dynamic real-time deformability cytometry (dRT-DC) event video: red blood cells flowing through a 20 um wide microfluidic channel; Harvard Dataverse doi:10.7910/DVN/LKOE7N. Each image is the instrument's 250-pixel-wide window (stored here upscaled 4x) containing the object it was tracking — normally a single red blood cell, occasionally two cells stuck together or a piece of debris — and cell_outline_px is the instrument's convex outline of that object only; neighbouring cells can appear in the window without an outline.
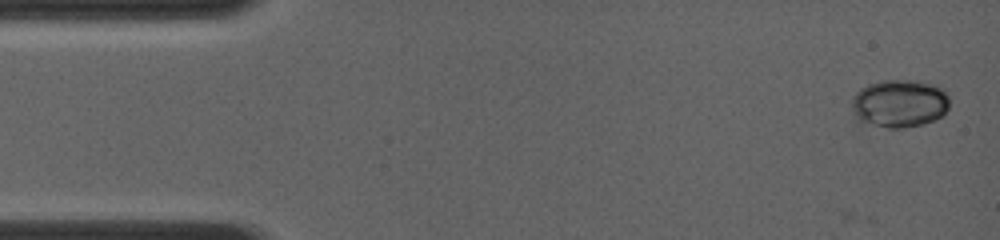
{"species": "common noctule bat (a hibernating species)", "species_latin": "Nyctalus noctula", "temperature_condition": "room temperature", "stored_images_in_passage": 2, "camera_frame_rate_fps": 4000, "um_per_image_px": 0.085, "animal": {"sex": "female", "body_mass_g": 19.0, "forearm_length_mm": 56.7}, "frame": {"image": 1, "passage_image": 2, "time_ms": 0.25, "image_size_px": [1000, 240], "cell_outline_px": [[948, 108], [944, 116], [924, 124], [904, 128], [888, 128], [860, 120], [852, 112], [852, 96], [860, 88], [868, 84], [880, 80], [916, 80], [940, 84], [948, 96]], "centroid_in_image_um": [76.5, 8.77], "position_along_channel_um": 8.5, "area_um2": 27.74}}